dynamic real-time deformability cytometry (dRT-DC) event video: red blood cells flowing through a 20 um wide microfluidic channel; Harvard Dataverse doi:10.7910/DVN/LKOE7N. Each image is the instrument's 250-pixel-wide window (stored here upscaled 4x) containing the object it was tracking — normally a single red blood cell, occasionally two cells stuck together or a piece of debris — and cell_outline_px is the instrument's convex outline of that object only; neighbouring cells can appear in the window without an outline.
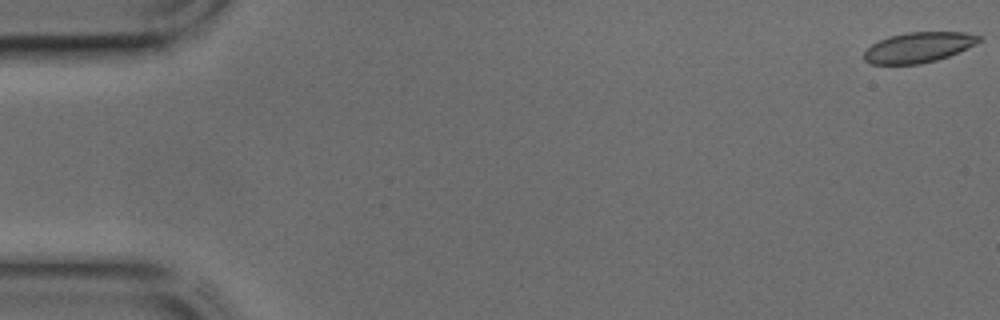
{"species": "common noctule bat (a hibernating species)", "species_latin": "Nyctalus noctula", "temperature_condition": "cold", "stored_images_in_passage": 12, "camera_frame_rate_fps": 3000, "um_per_image_px": 0.085, "animal": {"sex": "male", "body_mass_g": 17.9, "forearm_length_mm": 54.2}, "frame": {"image": 1, "passage_image": 1, "time_ms": 0.0, "image_size_px": [1000, 320], "cell_outline_px": [[984, 40], [948, 56], [936, 60], [920, 64], [872, 64], [864, 60], [864, 52], [872, 44], [888, 36], [908, 32], [964, 32], [980, 36]], "centroid_in_image_um": [78.07, 4.02], "position_along_channel_um": 6.9, "area_um2": 20.17}}
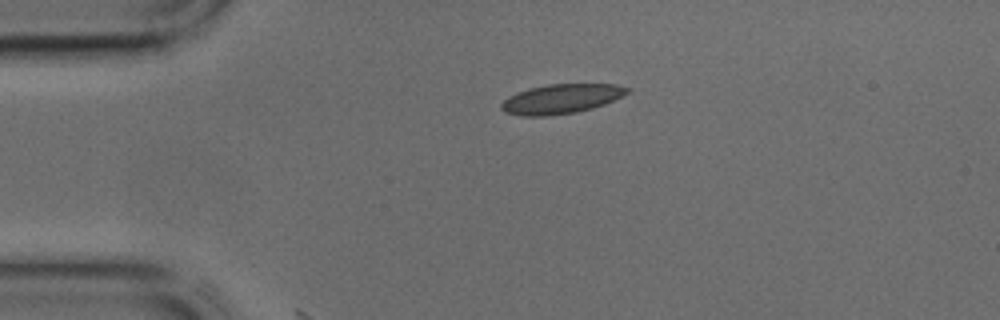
{"frame": {"image": 2, "passage_image": 10, "time_ms": 3.0, "image_size_px": [1000, 320], "cell_outline_px": [[632, 88], [628, 92], [604, 104], [592, 108], [576, 112], [548, 116], [524, 116], [504, 112], [500, 108], [500, 104], [508, 96], [516, 92], [528, 88], [548, 84], [616, 84]], "centroid_in_image_um": [47.66, 8.4], "position_along_channel_um": 37.3, "area_um2": 21.68}}